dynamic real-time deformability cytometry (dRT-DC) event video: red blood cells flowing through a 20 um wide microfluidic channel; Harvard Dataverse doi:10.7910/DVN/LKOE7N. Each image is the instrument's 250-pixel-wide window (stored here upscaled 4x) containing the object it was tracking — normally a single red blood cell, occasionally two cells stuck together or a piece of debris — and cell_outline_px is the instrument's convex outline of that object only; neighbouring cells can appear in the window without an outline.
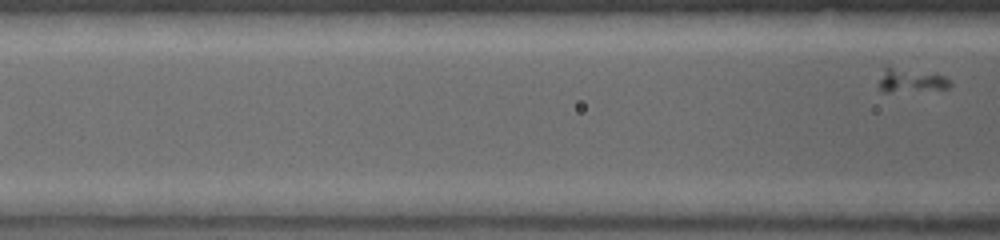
{"species": "common noctule bat (a hibernating species)", "species_latin": "Nyctalus noctula", "temperature_condition": "warm", "stored_images_in_passage": 6, "segment_of_instrument_passage": [2, 2], "camera_frame_rate_fps": 5000, "um_per_image_px": 0.085, "animal": {"sex": "female", "body_mass_g": 19.0, "forearm_length_mm": 53.3}, "frame": {"image": 1, "passage_image": 6, "time_ms": 2.8, "image_size_px": [1000, 240], "cell_outline_px": [[952, 88], [888, 92], [884, 92], [876, 88], [884, 64], [932, 72], [944, 76], [952, 84]], "centroid_in_image_um": [77.34, 6.79], "position_along_channel_um": 89.3, "area_um2": 10.46}}